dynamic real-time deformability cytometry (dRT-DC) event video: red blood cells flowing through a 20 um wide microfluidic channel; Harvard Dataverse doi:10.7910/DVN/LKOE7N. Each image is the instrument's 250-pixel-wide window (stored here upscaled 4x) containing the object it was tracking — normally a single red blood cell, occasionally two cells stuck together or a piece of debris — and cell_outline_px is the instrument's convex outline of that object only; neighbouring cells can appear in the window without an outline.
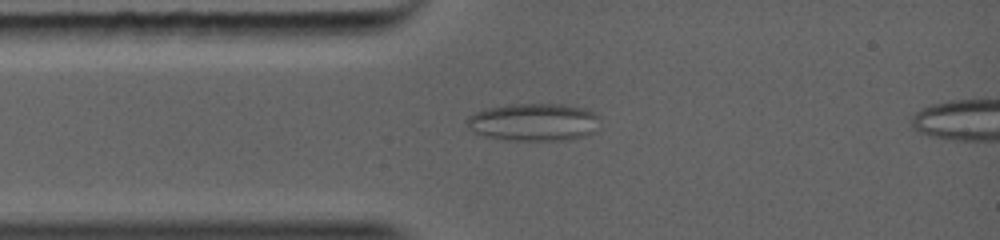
{"species": "common noctule bat (a hibernating species)", "species_latin": "Nyctalus noctula", "temperature_condition": "warm", "stored_images_in_passage": 21, "camera_frame_rate_fps": 5000, "um_per_image_px": 0.085, "animal": {"sex": "female", "body_mass_g": 19.0, "forearm_length_mm": 56.7}, "frame": {"image": 1, "passage_image": 1, "time_ms": 0.0, "image_size_px": [1000, 240], "cell_outline_px": [[584, 112], [564, 136], [500, 136], [484, 132], [476, 116], [480, 112], [488, 108], [504, 104], [564, 104], [576, 108]], "centroid_in_image_um": [44.96, 10.18], "position_along_channel_um": 40.0, "area_um2": 20.92}}
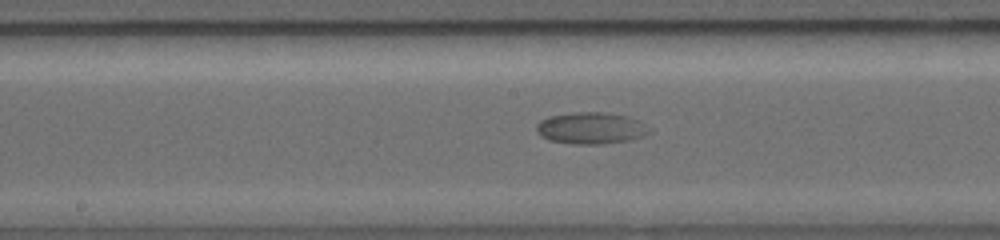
{"frame": {"image": 2, "passage_image": 11, "time_ms": 3.6, "image_size_px": [1000, 240], "cell_outline_px": [[620, 140], [588, 144], [552, 140], [544, 136], [540, 132], [540, 124], [544, 120], [556, 116], [584, 112], [600, 112], [616, 116]], "centroid_in_image_um": [49.44, 10.88], "position_along_channel_um": 198.8, "area_um2": 14.97}}
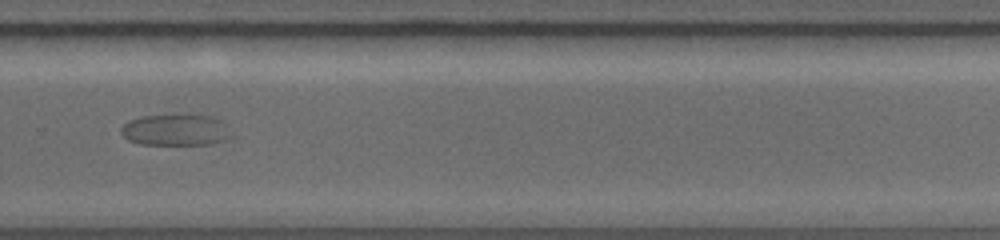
{"frame": {"image": 3, "passage_image": 18, "time_ms": 6.2, "image_size_px": [1000, 240], "cell_outline_px": [[208, 140], [204, 144], [148, 144], [132, 140], [128, 136], [128, 124], [132, 120], [148, 116], [200, 116]], "centroid_in_image_um": [14.28, 11.07], "position_along_channel_um": 315.5, "area_um2": 14.62}}